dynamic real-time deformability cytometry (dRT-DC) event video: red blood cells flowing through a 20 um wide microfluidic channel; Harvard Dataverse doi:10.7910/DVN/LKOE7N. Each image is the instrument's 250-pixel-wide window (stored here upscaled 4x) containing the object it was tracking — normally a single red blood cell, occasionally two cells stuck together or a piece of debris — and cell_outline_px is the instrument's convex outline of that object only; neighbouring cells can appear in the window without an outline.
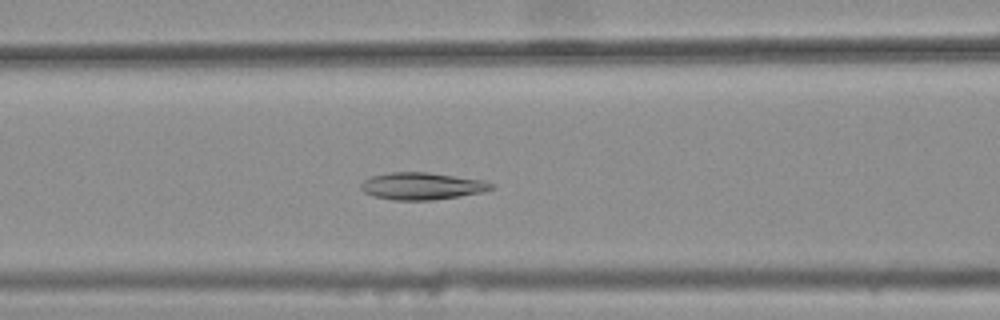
{"species": "common noctule bat (a hibernating species)", "species_latin": "Nyctalus noctula", "temperature_condition": "warm", "stored_images_in_passage": 34, "camera_frame_rate_fps": 3000, "um_per_image_px": 0.085, "animal": {"sex": "female", "body_mass_g": 25.1}, "frame": {"image": 1, "passage_image": 11, "time_ms": 3.333, "image_size_px": [1000, 320], "cell_outline_px": [[496, 188], [484, 192], [460, 196], [432, 200], [392, 200], [376, 196], [364, 192], [360, 188], [360, 184], [364, 180], [372, 176], [388, 172], [428, 172], [484, 180], [492, 184]], "centroid_in_image_um": [35.89, 15.81], "position_along_channel_um": 130.7, "area_um2": 20.69}}
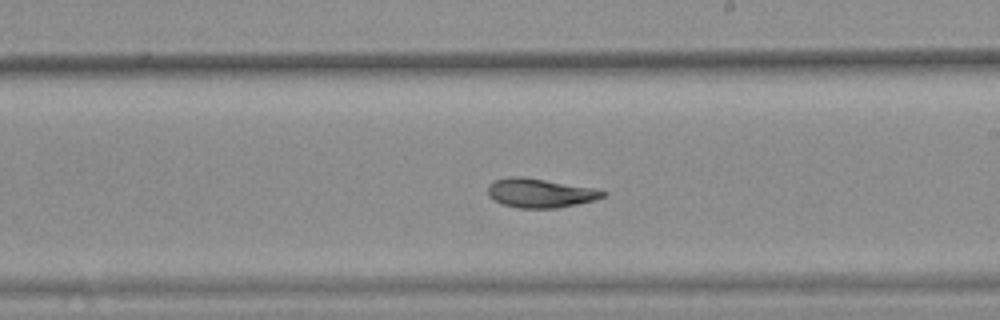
{"frame": {"image": 2, "passage_image": 20, "time_ms": 6.333, "image_size_px": [1000, 320], "cell_outline_px": [[608, 196], [576, 204], [556, 208], [520, 208], [504, 204], [492, 200], [488, 196], [488, 184], [492, 180], [508, 176], [520, 176], [596, 188], [608, 192]], "centroid_in_image_um": [45.89, 16.39], "position_along_channel_um": 243.1, "area_um2": 19.65}}
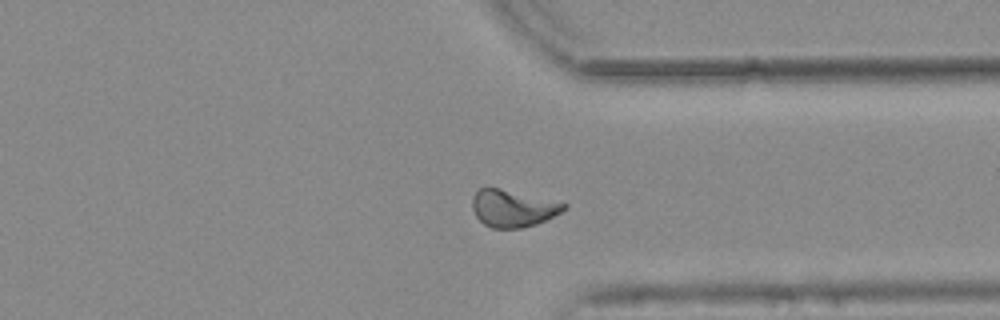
{"frame": {"image": 3, "passage_image": 30, "time_ms": 9.667, "image_size_px": [1000, 320], "cell_outline_px": [[568, 208], [536, 224], [520, 228], [492, 228], [484, 224], [476, 216], [472, 208], [472, 196], [480, 188], [500, 188], [568, 204]], "centroid_in_image_um": [43.56, 17.71], "position_along_channel_um": 367.8, "area_um2": 19.54}, "authors_computed_cell_mechanics": {"area_um2": 19.8254, "velocity_mm_per_s": 3.7597, "shape_relaxation_time_tau1_ms": null, "shape_relaxation_time_tau2_ms": 2.0793, "deformation_change_tau1": null, "deformation_change_tau2": 0.0694}}